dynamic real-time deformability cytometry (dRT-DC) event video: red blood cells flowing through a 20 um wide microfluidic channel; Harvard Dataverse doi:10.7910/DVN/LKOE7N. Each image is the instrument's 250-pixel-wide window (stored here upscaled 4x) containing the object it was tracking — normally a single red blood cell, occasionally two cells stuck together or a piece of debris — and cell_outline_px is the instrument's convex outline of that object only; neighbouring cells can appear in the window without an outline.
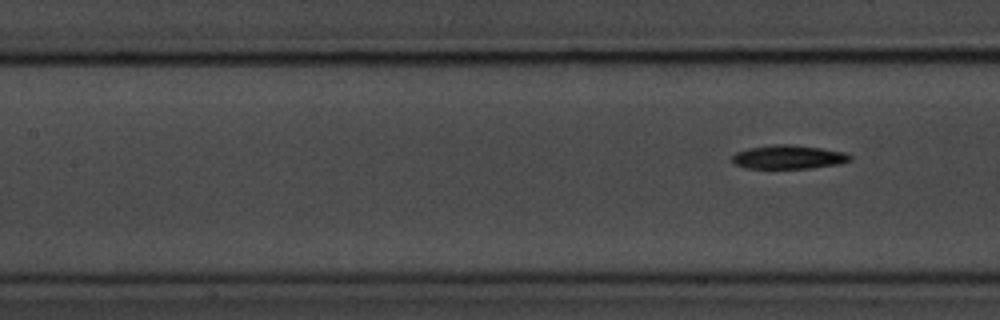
{"species": "common noctule bat (a hibernating species)", "species_latin": "Nyctalus noctula", "temperature_condition": "room temperature", "stored_images_in_passage": 8, "segment_of_instrument_passage": [2, 2], "camera_frame_rate_fps": 3000, "um_per_image_px": 0.085, "animal": {"sex": "male", "body_mass_g": 20.1, "forearm_length_mm": 53.5}, "frame": {"image": 1, "passage_image": 8, "time_ms": 9.0, "image_size_px": [1000, 320], "cell_outline_px": [[852, 160], [840, 164], [812, 168], [748, 168], [736, 164], [732, 160], [732, 156], [736, 152], [748, 148], [776, 144], [792, 144], [820, 148], [844, 152], [852, 156]], "centroid_in_image_um": [67.05, 13.34], "position_along_channel_um": 140.3, "area_um2": 16.3}}